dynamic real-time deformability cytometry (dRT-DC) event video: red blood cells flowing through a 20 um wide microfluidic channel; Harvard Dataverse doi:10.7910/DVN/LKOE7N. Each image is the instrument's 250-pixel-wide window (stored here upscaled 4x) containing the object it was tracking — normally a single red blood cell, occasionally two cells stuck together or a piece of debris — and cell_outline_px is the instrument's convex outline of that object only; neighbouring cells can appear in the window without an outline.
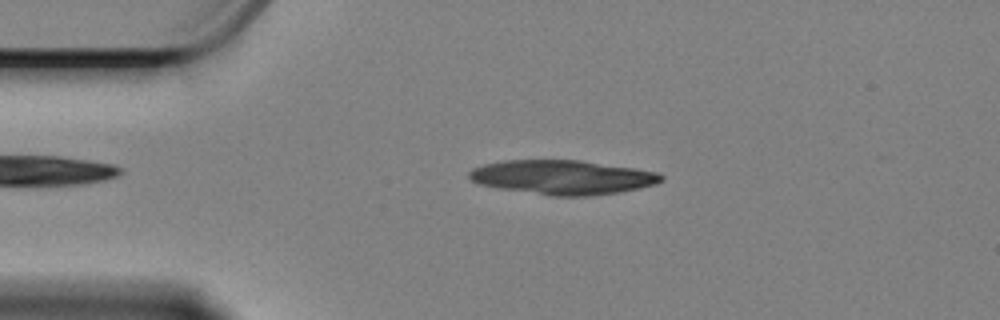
{"species": "Egyptian fruit bat (a non-hibernating species)", "species_latin": "Rousettus aegyptiacus", "temperature_condition": "cold", "stored_images_in_passage": 20, "camera_frame_rate_fps": 3000, "um_per_image_px": 0.085, "animal": {"sex": "female"}, "frame": {"image": 1, "passage_image": 11, "time_ms": 3.333, "image_size_px": [1000, 320], "cell_outline_px": [[664, 180], [652, 184], [636, 188], [616, 192], [588, 196], [548, 196], [500, 188], [480, 184], [472, 180], [468, 176], [468, 172], [472, 168], [484, 164], [504, 160], [580, 160], [660, 172], [664, 176]], "centroid_in_image_um": [47.79, 15.06], "position_along_channel_um": 37.2, "area_um2": 38.21}}